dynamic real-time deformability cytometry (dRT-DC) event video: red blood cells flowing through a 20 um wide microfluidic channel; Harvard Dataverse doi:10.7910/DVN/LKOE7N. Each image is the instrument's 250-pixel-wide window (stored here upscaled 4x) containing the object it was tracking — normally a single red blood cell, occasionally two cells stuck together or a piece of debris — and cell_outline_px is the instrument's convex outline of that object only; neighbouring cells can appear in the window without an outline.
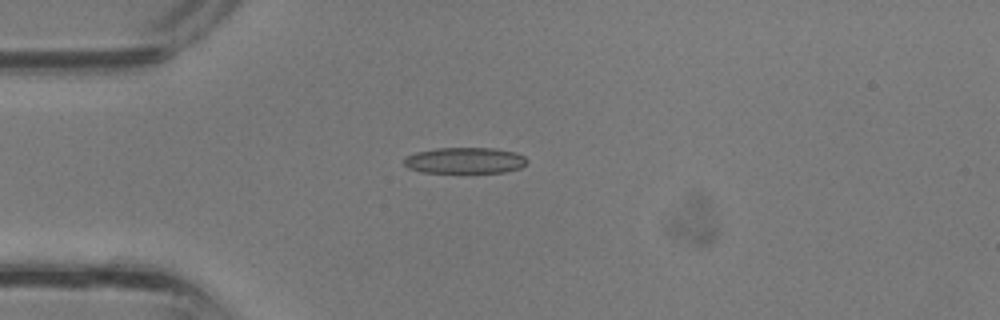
{"species": "common noctule bat (a hibernating species)", "species_latin": "Nyctalus noctula", "temperature_condition": "room temperature", "stored_images_in_passage": 2, "camera_frame_rate_fps": 3000, "um_per_image_px": 0.085, "animal": {"sex": "male", "body_mass_g": 13.3}, "frame": {"image": 1, "passage_image": 1, "time_ms": 0.0, "image_size_px": [1000, 320], "cell_outline_px": [[528, 160], [520, 168], [504, 172], [420, 172], [408, 168], [404, 164], [404, 156], [416, 152], [436, 148], [496, 148], [516, 152], [524, 156]], "centroid_in_image_um": [39.49, 13.63], "position_along_channel_um": 45.5, "area_um2": 18.73}}